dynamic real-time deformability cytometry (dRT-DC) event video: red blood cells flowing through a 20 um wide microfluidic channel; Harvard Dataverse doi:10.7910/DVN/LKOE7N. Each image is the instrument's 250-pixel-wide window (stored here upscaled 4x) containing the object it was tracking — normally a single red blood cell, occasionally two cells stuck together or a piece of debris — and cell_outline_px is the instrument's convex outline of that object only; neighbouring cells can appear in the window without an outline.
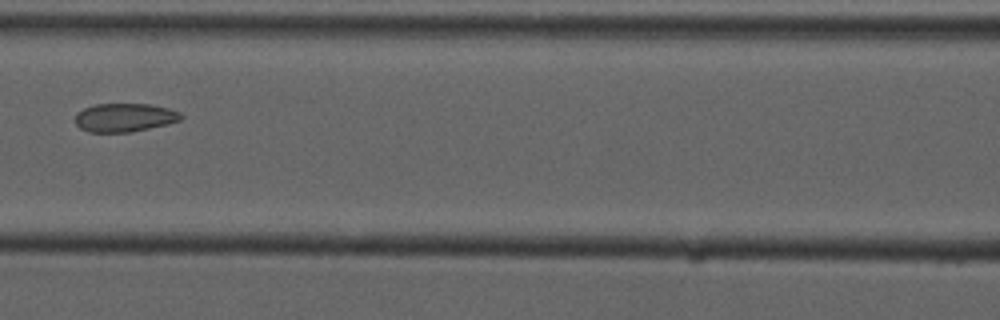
{"species": "common noctule bat (a hibernating species)", "species_latin": "Nyctalus noctula", "temperature_condition": "cold", "stored_images_in_passage": 7, "camera_frame_rate_fps": 3000, "um_per_image_px": 0.085, "animal": {"sex": "male", "forearm_length_mm": 52.5}, "frame": {"image": 1, "passage_image": 7, "time_ms": 6.667, "image_size_px": [1000, 320], "cell_outline_px": [[184, 116], [180, 120], [168, 124], [132, 132], [88, 132], [80, 128], [76, 124], [76, 112], [84, 108], [96, 104], [148, 104], [168, 108], [180, 112]], "centroid_in_image_um": [10.59, 9.99], "position_along_channel_um": 156.0, "area_um2": 17.63}}